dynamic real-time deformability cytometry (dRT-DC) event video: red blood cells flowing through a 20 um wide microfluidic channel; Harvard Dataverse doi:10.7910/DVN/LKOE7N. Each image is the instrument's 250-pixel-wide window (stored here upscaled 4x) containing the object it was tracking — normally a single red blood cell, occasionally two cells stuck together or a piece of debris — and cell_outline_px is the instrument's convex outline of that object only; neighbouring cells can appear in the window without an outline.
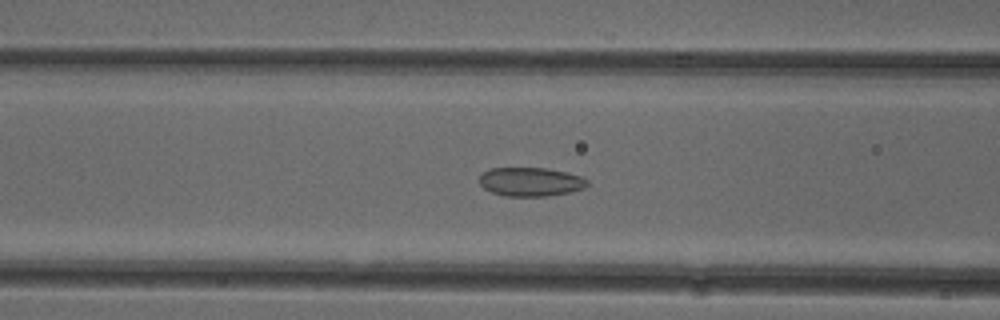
{"species": "common noctule bat (a hibernating species)", "species_latin": "Nyctalus noctula", "temperature_condition": "cold", "stored_images_in_passage": 52, "camera_frame_rate_fps": 3000, "um_per_image_px": 0.085, "animal": {"sex": "female"}, "frame": {"image": 1, "passage_image": 21, "time_ms": 6.667, "image_size_px": [1000, 320], "cell_outline_px": [[588, 184], [584, 188], [568, 192], [548, 196], [508, 196], [492, 192], [484, 188], [480, 184], [480, 176], [488, 168], [548, 168], [568, 172], [580, 176], [588, 180]], "centroid_in_image_um": [45.11, 15.44], "position_along_channel_um": 121.5, "area_um2": 18.09}}
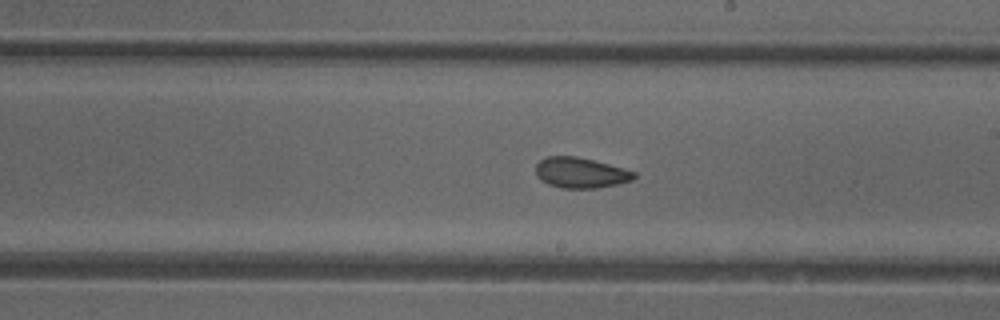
{"frame": {"image": 2, "passage_image": 30, "time_ms": 9.667, "image_size_px": [1000, 320], "cell_outline_px": [[636, 176], [632, 180], [616, 184], [596, 188], [564, 188], [548, 184], [540, 180], [536, 176], [536, 164], [544, 156], [576, 156], [624, 168], [636, 172]], "centroid_in_image_um": [49.32, 14.68], "position_along_channel_um": 239.7, "area_um2": 17.46}}
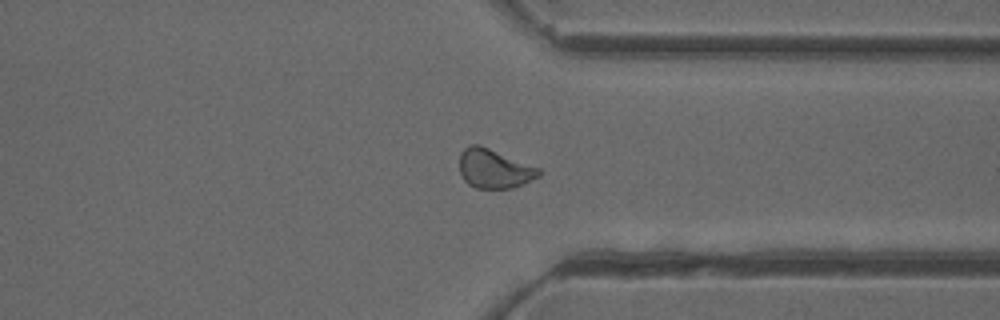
{"frame": {"image": 3, "passage_image": 40, "time_ms": 13.0, "image_size_px": [1000, 320], "cell_outline_px": [[544, 172], [540, 176], [524, 184], [512, 188], [476, 188], [468, 184], [464, 180], [460, 172], [460, 152], [468, 144], [480, 144], [540, 168]], "centroid_in_image_um": [42.03, 14.33], "position_along_channel_um": 369.4, "area_um2": 18.38}, "authors_computed_cell_mechanics": {"area_um2": 18.6694, "velocity_mm_per_s": 3.9408, "shape_relaxation_time_tau1_ms": null, "shape_relaxation_time_tau2_ms": 2.304, "deformation_change_tau1": null, "deformation_change_tau2": 0.0718}}